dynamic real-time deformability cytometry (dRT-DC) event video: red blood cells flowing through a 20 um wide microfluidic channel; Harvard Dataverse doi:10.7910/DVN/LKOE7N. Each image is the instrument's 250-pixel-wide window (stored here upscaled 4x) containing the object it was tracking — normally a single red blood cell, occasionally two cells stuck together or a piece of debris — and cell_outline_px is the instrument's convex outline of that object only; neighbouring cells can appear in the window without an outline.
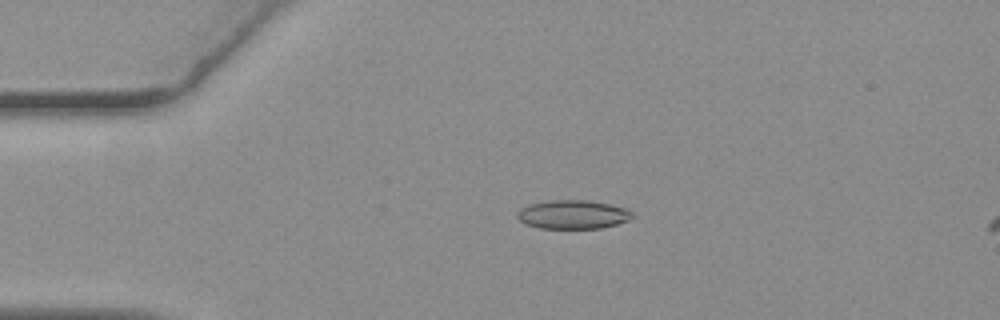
{"species": "common noctule bat (a hibernating species)", "species_latin": "Nyctalus noctula", "temperature_condition": "warm", "stored_images_in_passage": 6, "camera_frame_rate_fps": 3000, "um_per_image_px": 0.085, "animal": {"sex": "female", "body_mass_g": 19.3, "forearm_length_mm": 54.1}, "frame": {"image": 1, "passage_image": 4, "time_ms": 1.0, "image_size_px": [1000, 320], "cell_outline_px": [[632, 216], [628, 220], [616, 224], [600, 228], [540, 228], [524, 224], [516, 216], [516, 212], [520, 208], [528, 204], [548, 200], [588, 200], [608, 204], [624, 208], [632, 212]], "centroid_in_image_um": [48.62, 18.22], "position_along_channel_um": 36.4, "area_um2": 19.25}}